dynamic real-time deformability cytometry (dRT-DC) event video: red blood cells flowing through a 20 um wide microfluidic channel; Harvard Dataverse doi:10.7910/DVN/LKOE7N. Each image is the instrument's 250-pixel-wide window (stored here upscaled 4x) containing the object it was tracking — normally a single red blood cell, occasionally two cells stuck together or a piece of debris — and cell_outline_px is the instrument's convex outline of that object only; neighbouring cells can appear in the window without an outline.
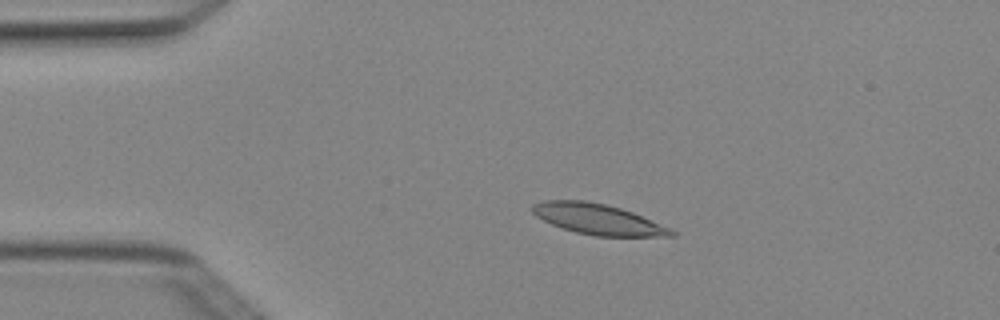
{"species": "Egyptian fruit bat (a non-hibernating species)", "species_latin": "Rousettus aegyptiacus", "temperature_condition": "cold", "stored_images_in_passage": 4, "camera_frame_rate_fps": 3000, "um_per_image_px": 0.085, "animal": {"sex": "female"}, "frame": {"image": 1, "passage_image": 3, "time_ms": 0.667, "image_size_px": [1000, 320], "cell_outline_px": [[676, 236], [596, 236], [576, 232], [552, 224], [536, 216], [532, 212], [532, 204], [544, 200], [584, 200], [604, 204], [620, 208], [632, 212], [672, 228], [676, 232]], "centroid_in_image_um": [50.84, 18.63], "position_along_channel_um": 34.2, "area_um2": 24.62}}